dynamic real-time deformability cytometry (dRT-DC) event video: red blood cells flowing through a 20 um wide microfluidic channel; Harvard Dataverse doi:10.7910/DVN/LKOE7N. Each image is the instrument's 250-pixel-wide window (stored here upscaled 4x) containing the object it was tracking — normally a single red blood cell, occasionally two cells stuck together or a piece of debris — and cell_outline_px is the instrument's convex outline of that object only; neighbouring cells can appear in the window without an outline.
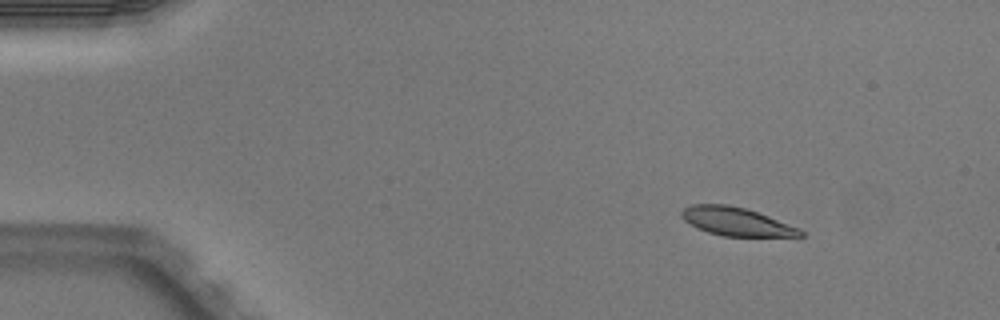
{"species": "Egyptian fruit bat (a non-hibernating species)", "species_latin": "Rousettus aegyptiacus", "temperature_condition": "warm", "stored_images_in_passage": 3, "camera_frame_rate_fps": 3000, "um_per_image_px": 0.085, "animal": {"sex": "male"}, "frame": {"image": 1, "passage_image": 1, "time_ms": 0.0, "image_size_px": [1000, 320], "cell_outline_px": [[804, 236], [724, 236], [708, 232], [696, 228], [684, 220], [680, 216], [680, 212], [684, 208], [692, 204], [728, 204], [744, 208], [768, 216], [800, 228], [804, 232]], "centroid_in_image_um": [62.56, 18.83], "position_along_channel_um": 22.4, "area_um2": 19.54}}